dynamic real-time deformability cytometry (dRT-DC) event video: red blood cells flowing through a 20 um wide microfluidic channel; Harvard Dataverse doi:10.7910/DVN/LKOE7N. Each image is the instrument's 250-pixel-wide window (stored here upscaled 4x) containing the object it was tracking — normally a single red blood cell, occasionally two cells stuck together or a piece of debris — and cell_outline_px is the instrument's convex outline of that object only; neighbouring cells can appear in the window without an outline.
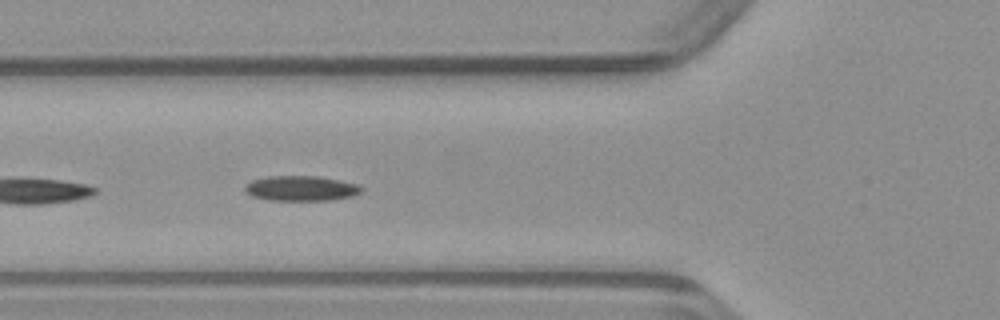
{"species": "common noctule bat (a hibernating species)", "species_latin": "Nyctalus noctula", "temperature_condition": "warm", "stored_images_in_passage": 15, "camera_frame_rate_fps": 3000, "um_per_image_px": 0.085, "animal": {"sex": "male", "body_mass_g": 23.1, "forearm_length_mm": 52.7}, "frame": {"image": 1, "passage_image": 7, "time_ms": 2.0, "image_size_px": [1000, 320], "cell_outline_px": [[364, 188], [360, 192], [352, 196], [328, 200], [268, 200], [252, 196], [244, 192], [244, 184], [252, 180], [268, 176], [320, 176], [360, 184]], "centroid_in_image_um": [25.57, 16.0], "position_along_channel_um": 100.2, "area_um2": 17.22}}